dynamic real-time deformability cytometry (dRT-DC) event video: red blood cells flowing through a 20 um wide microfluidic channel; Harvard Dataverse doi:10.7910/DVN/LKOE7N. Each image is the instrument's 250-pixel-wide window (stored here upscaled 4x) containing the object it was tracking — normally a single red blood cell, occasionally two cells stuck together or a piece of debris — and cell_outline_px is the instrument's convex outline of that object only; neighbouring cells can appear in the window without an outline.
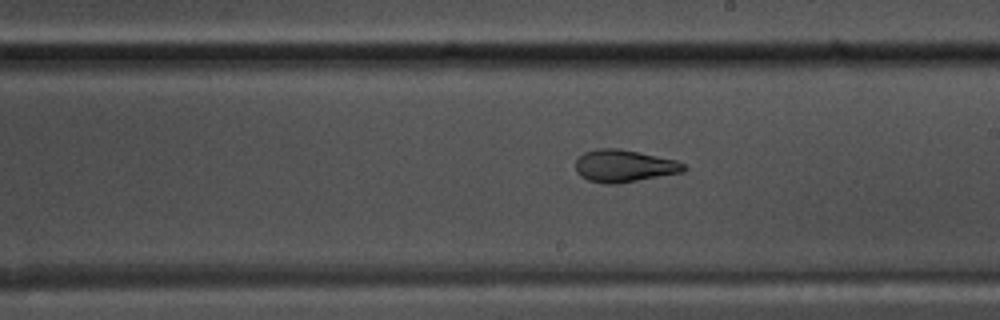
{"species": "common noctule bat (a hibernating species)", "species_latin": "Nyctalus noctula", "temperature_condition": "warm", "stored_images_in_passage": 42, "camera_frame_rate_fps": 3000, "um_per_image_px": 0.085, "animal": {"sex": "male", "body_mass_g": 17.5, "forearm_length_mm": 52.3}, "frame": {"image": 1, "passage_image": 30, "time_ms": 9.667, "image_size_px": [1000, 320], "cell_outline_px": [[688, 168], [684, 172], [616, 184], [608, 184], [588, 180], [580, 176], [576, 172], [576, 160], [584, 152], [596, 148], [616, 148], [676, 160], [684, 164]], "centroid_in_image_um": [53.04, 14.11], "position_along_channel_um": 236.0, "area_um2": 20.29}}